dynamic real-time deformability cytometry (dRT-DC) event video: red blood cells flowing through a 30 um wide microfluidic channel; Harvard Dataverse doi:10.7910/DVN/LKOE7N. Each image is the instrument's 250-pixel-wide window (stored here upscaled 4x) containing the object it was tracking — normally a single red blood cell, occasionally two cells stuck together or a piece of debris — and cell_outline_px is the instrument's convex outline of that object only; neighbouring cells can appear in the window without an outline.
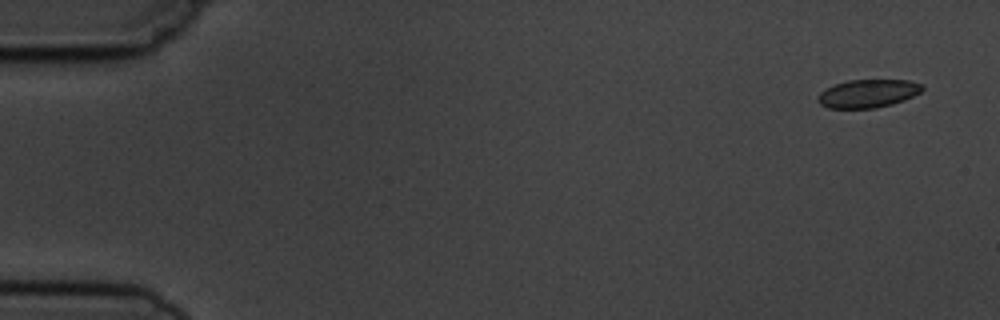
{"species": "common noctule bat (a hibernating species)", "species_latin": "Nyctalus noctula", "temperature_condition": "cold", "stored_images_in_passage": 4, "camera_frame_rate_fps": 3000, "um_per_image_px": 0.085, "animal": {"sex": "male", "body_mass_g": 19.5, "forearm_length_mm": 54.6}, "frame": {"image": 1, "passage_image": 1, "time_ms": 0.0, "image_size_px": [1000, 320], "cell_outline_px": [[924, 88], [920, 92], [904, 100], [892, 104], [876, 108], [828, 108], [820, 104], [816, 100], [816, 96], [820, 92], [832, 84], [848, 80], [908, 80], [920, 84]], "centroid_in_image_um": [73.71, 7.95], "position_along_channel_um": 11.3, "area_um2": 17.22}}
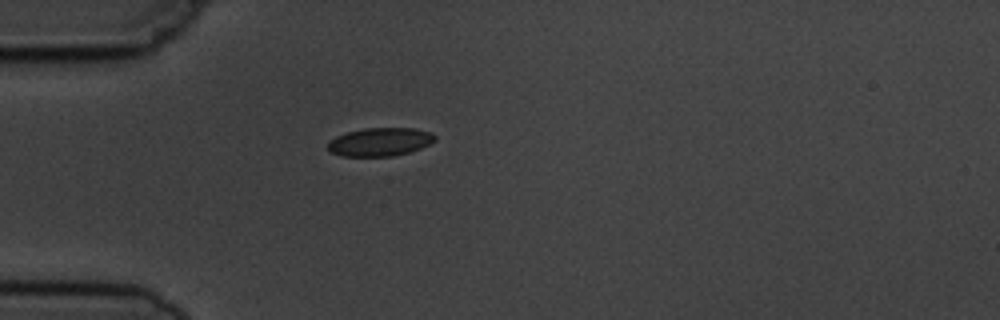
{"frame": {"image": 2, "passage_image": 4, "time_ms": 4.333, "image_size_px": [1000, 320], "cell_outline_px": [[436, 140], [420, 148], [408, 152], [392, 156], [340, 156], [332, 152], [328, 148], [328, 144], [336, 136], [348, 132], [364, 128], [416, 128], [432, 132], [436, 136]], "centroid_in_image_um": [32.33, 12.05], "position_along_channel_um": 52.7, "area_um2": 17.57}}